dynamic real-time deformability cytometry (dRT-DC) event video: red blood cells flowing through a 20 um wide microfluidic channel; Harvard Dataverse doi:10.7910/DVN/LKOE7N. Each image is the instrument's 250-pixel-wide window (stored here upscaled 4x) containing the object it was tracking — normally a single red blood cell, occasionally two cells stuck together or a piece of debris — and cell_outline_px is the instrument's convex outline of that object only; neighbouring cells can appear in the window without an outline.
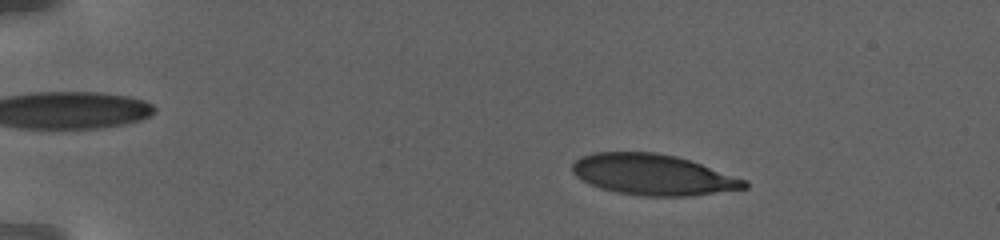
{"species": "human", "species_latin": "Homo sapiens", "temperature_condition": "warm", "stored_images_in_passage": 51, "camera_frame_rate_fps": 3000, "um_per_image_px": 0.085, "donor": {"sex": "female"}, "frame": {"image": 1, "passage_image": 10, "time_ms": 4.0, "image_size_px": [1000, 240], "cell_outline_px": [[748, 188], [692, 196], [640, 196], [616, 192], [600, 188], [588, 184], [576, 176], [572, 172], [572, 164], [580, 156], [596, 152], [656, 152], [676, 156], [748, 180]], "centroid_in_image_um": [55.49, 14.85], "position_along_channel_um": 29.5, "area_um2": 41.1}}
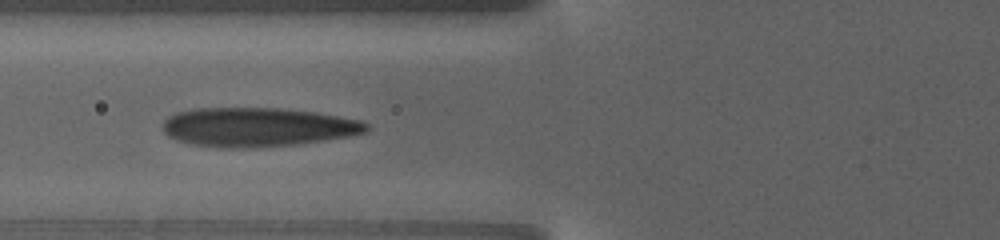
{"frame": {"image": 2, "passage_image": 24, "time_ms": 10.0, "image_size_px": [1000, 240], "cell_outline_px": [[368, 132], [352, 136], [296, 144], [256, 148], [228, 148], [192, 144], [176, 140], [168, 136], [164, 132], [164, 120], [168, 116], [176, 112], [192, 108], [280, 108], [316, 112], [360, 120], [368, 124]], "centroid_in_image_um": [21.9, 10.8], "position_along_channel_um": 103.9, "area_um2": 46.59}}
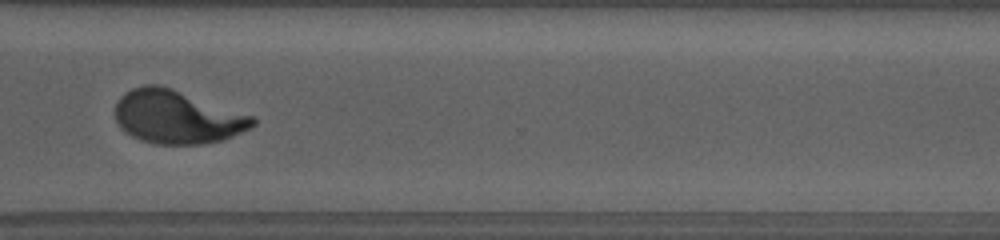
{"frame": {"image": 3, "passage_image": 39, "time_ms": 19.0, "image_size_px": [1000, 240], "cell_outline_px": [[256, 124], [224, 140], [200, 144], [156, 144], [140, 140], [132, 136], [120, 128], [116, 120], [116, 104], [120, 96], [132, 88], [144, 84], [156, 84], [172, 88], [256, 116]], "centroid_in_image_um": [15.06, 9.93], "position_along_channel_um": 355.5, "area_um2": 42.89}, "authors_computed_cell_mechanics": {"area_um2": 42.5408, "velocity_mm_per_s": 2.8037, "shape_relaxation_time_tau1_ms": 6.6477, "shape_relaxation_time_tau2_ms": null, "deformation_change_tau1": 0.2656, "deformation_change_tau2": null}}